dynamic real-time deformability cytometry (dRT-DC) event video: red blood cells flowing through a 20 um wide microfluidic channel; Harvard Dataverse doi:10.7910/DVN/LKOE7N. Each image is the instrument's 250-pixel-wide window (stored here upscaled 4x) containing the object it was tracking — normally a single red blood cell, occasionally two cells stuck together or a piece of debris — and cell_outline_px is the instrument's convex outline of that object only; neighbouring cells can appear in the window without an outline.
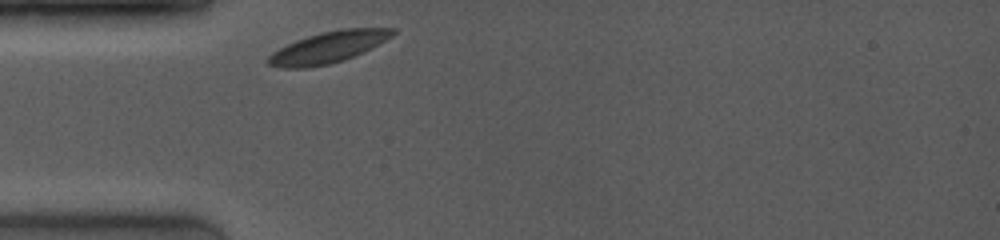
{"species": "common noctule bat (a hibernating species)", "species_latin": "Nyctalus noctula", "temperature_condition": "room temperature", "stored_images_in_passage": 8, "camera_frame_rate_fps": 4000, "um_per_image_px": 0.085, "animal": {"sex": "female", "body_mass_g": 19.0, "forearm_length_mm": 53.3}, "frame": {"image": 1, "passage_image": 1, "time_ms": 0.0, "image_size_px": [1000, 240], "cell_outline_px": [[396, 32], [392, 36], [344, 60], [328, 64], [308, 68], [280, 68], [268, 64], [264, 60], [272, 52], [296, 40], [320, 32], [340, 28], [396, 28]], "centroid_in_image_um": [27.83, 4.01], "position_along_channel_um": 57.2, "area_um2": 22.48}}